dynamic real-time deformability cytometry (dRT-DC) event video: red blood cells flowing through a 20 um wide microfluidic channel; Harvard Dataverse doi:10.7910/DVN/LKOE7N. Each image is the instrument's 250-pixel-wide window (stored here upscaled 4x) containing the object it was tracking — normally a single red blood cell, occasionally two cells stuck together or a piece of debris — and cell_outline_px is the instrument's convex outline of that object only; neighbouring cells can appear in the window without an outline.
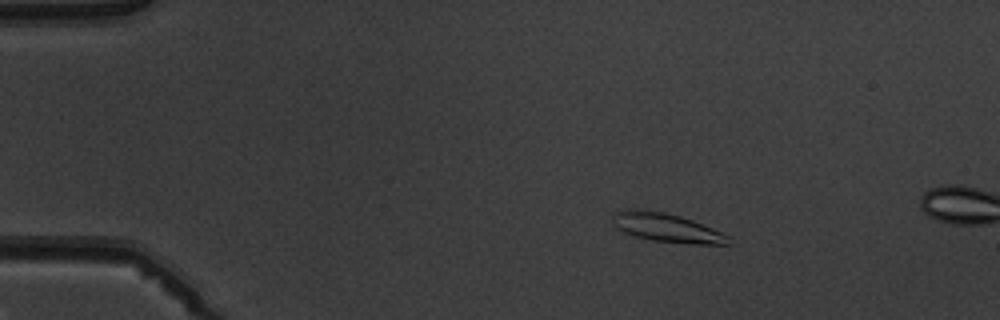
{"species": "common noctule bat (a hibernating species)", "species_latin": "Nyctalus noctula", "temperature_condition": "warm", "stored_images_in_passage": 4, "camera_frame_rate_fps": 3000, "um_per_image_px": 0.085, "animal": {"sex": "male", "body_mass_g": 19.5, "forearm_length_mm": 54.6}, "frame": {"image": 1, "passage_image": 2, "time_ms": 1.333, "image_size_px": [1000, 320], "cell_outline_px": [[728, 244], [688, 244], [652, 240], [636, 236], [624, 232], [616, 228], [612, 224], [612, 216], [616, 212], [628, 208], [636, 208], [664, 212], [680, 216], [692, 220], [712, 228], [728, 236]], "centroid_in_image_um": [56.59, 19.34], "position_along_channel_um": 28.4, "area_um2": 19.36}}